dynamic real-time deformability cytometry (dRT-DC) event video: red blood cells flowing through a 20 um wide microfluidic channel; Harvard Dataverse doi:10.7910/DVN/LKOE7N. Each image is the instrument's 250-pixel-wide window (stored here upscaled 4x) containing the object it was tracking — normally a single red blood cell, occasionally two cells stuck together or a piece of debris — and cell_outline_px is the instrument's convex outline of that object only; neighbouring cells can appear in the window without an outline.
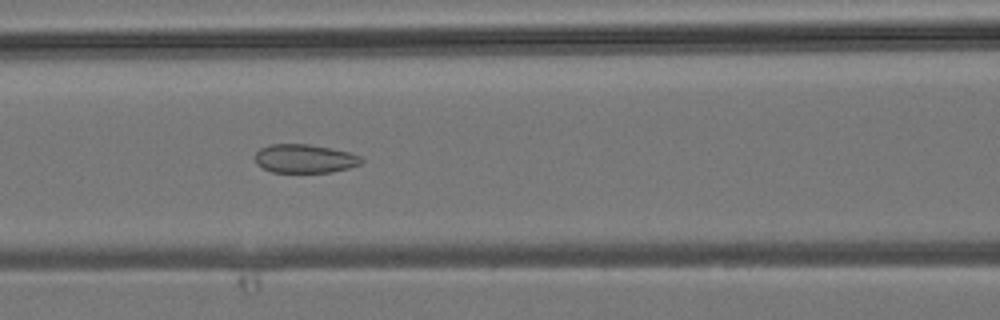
{"species": "common noctule bat (a hibernating species)", "species_latin": "Nyctalus noctula", "temperature_condition": "room temperature", "stored_images_in_passage": 40, "camera_frame_rate_fps": 3000, "um_per_image_px": 0.085, "animal": {"sex": "male", "body_mass_g": 19.2, "forearm_length_mm": 51.8}, "frame": {"image": 1, "passage_image": 16, "time_ms": 5.0, "image_size_px": [1000, 320], "cell_outline_px": [[364, 160], [360, 164], [348, 168], [332, 172], [272, 172], [256, 164], [256, 152], [260, 148], [268, 144], [308, 144], [348, 152], [360, 156]], "centroid_in_image_um": [25.88, 13.48], "position_along_channel_um": 140.7, "area_um2": 17.63}}
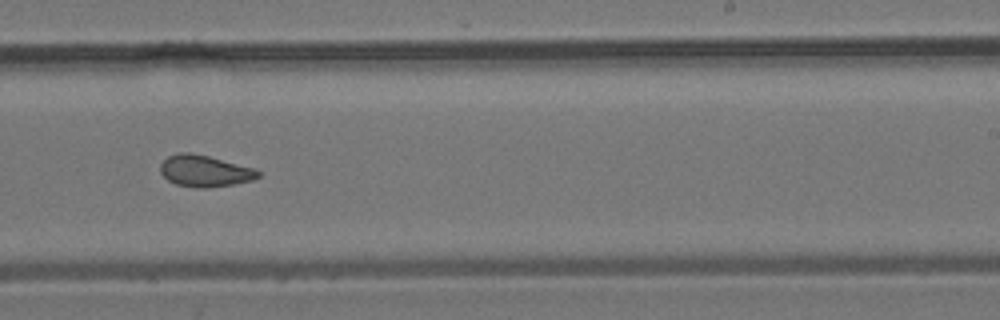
{"frame": {"image": 2, "passage_image": 24, "time_ms": 7.667, "image_size_px": [1000, 320], "cell_outline_px": [[260, 176], [252, 180], [232, 184], [208, 188], [196, 188], [176, 184], [168, 180], [160, 172], [160, 164], [168, 156], [180, 152], [192, 152], [256, 168], [260, 172]], "centroid_in_image_um": [17.4, 14.53], "position_along_channel_um": 271.6, "area_um2": 18.03}}
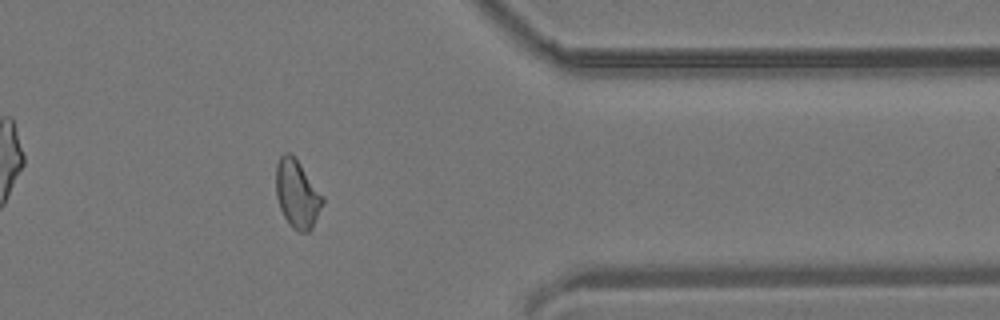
{"frame": {"image": 3, "passage_image": 32, "time_ms": 10.333, "image_size_px": [1000, 320], "cell_outline_px": [[324, 204], [312, 228], [308, 232], [300, 232], [292, 228], [284, 216], [280, 208], [276, 196], [276, 164], [280, 156], [284, 152], [288, 152], [300, 164], [324, 196]], "centroid_in_image_um": [25.27, 16.51], "position_along_channel_um": 386.1, "area_um2": 18.5}}